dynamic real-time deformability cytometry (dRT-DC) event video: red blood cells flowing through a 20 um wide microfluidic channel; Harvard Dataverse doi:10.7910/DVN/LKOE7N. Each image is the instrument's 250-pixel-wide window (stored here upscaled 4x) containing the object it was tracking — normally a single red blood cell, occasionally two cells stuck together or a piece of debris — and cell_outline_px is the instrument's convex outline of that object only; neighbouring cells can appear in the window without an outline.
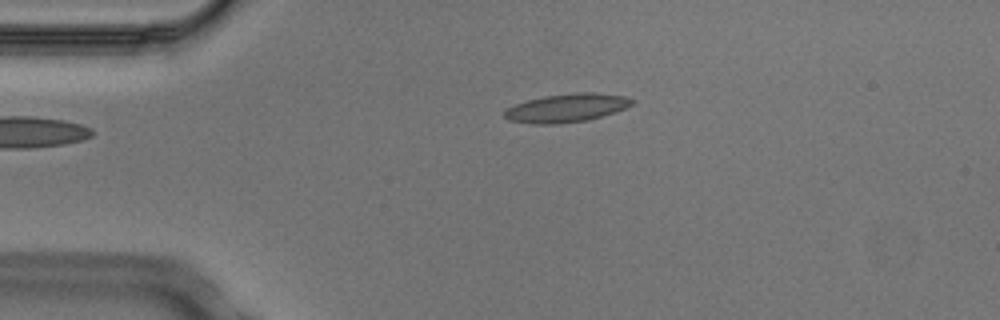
{"species": "Egyptian fruit bat (a non-hibernating species)", "species_latin": "Rousettus aegyptiacus", "temperature_condition": "cold", "stored_images_in_passage": 4, "camera_frame_rate_fps": 3000, "um_per_image_px": 0.085, "animal": {"sex": "male"}, "frame": {"image": 1, "passage_image": 4, "time_ms": 1.0, "image_size_px": [1000, 320], "cell_outline_px": [[636, 100], [632, 104], [616, 112], [588, 120], [560, 124], [532, 124], [508, 120], [504, 116], [504, 112], [508, 108], [516, 104], [528, 100], [544, 96], [576, 92], [592, 92], [624, 96]], "centroid_in_image_um": [48.17, 9.18], "position_along_channel_um": 36.8, "area_um2": 21.15}}